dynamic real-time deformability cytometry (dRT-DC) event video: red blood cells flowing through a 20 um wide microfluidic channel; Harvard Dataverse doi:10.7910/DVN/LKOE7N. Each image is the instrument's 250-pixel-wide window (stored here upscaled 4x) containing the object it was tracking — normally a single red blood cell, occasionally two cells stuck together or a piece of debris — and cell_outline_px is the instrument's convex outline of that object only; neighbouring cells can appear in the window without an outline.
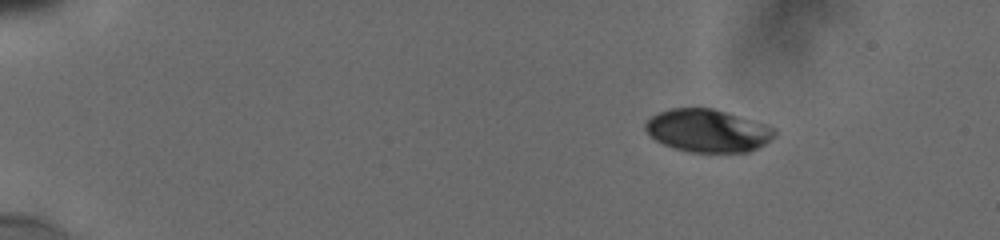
{"species": "human", "species_latin": "Homo sapiens", "temperature_condition": "cold", "stored_images_in_passage": 5, "camera_frame_rate_fps": 3000, "um_per_image_px": 0.085, "donor": {"sex": "male"}, "frame": {"image": 1, "passage_image": 2, "time_ms": 1.333, "image_size_px": [1000, 240], "cell_outline_px": [[776, 136], [772, 140], [748, 152], [688, 152], [664, 144], [656, 140], [644, 128], [644, 124], [652, 116], [660, 112], [672, 108], [712, 108], [728, 112], [768, 124], [776, 128]], "centroid_in_image_um": [60.22, 11.1], "position_along_channel_um": 24.8, "area_um2": 32.31}}